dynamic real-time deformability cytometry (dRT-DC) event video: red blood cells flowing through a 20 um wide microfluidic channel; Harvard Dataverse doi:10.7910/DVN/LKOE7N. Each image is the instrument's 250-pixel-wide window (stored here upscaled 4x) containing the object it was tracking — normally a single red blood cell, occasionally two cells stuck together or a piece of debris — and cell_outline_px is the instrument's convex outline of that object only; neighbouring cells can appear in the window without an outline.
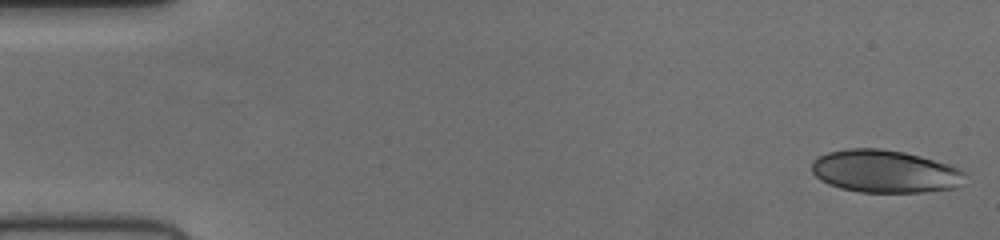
{"species": "human", "species_latin": "Homo sapiens", "temperature_condition": "cold", "stored_images_in_passage": 51, "camera_frame_rate_fps": 3000, "um_per_image_px": 0.085, "donor": {"sex": "female"}, "frame": {"image": 1, "passage_image": 1, "time_ms": 0.0, "image_size_px": [1000, 240], "cell_outline_px": [[964, 172], [956, 188], [924, 192], [860, 192], [840, 188], [828, 184], [820, 180], [812, 172], [812, 160], [828, 152], [848, 148], [880, 148], [904, 152], [920, 156], [948, 164]], "centroid_in_image_um": [75.15, 14.56], "position_along_channel_um": 9.9, "area_um2": 37.86}}
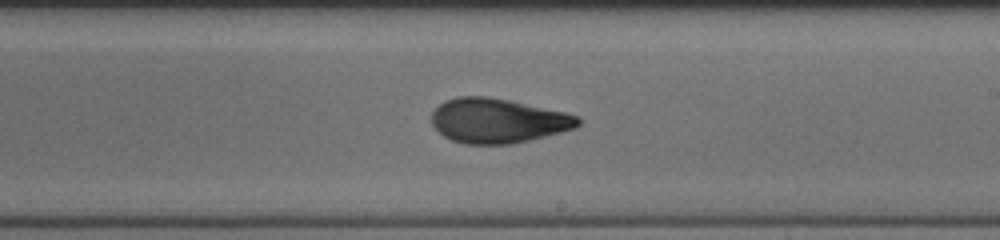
{"frame": {"image": 2, "passage_image": 30, "time_ms": 9.667, "image_size_px": [1000, 240], "cell_outline_px": [[580, 124], [576, 128], [512, 144], [464, 144], [452, 140], [444, 136], [432, 124], [432, 112], [444, 100], [456, 96], [488, 96], [508, 100], [564, 112], [580, 116]], "centroid_in_image_um": [42.3, 10.25], "position_along_channel_um": 246.7, "area_um2": 37.92}}
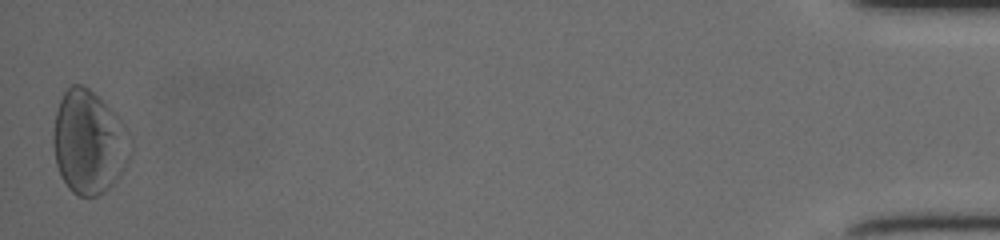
{"frame": {"image": 3, "passage_image": 51, "time_ms": 16.667, "image_size_px": [1000, 240], "cell_outline_px": [[132, 152], [120, 176], [108, 188], [96, 196], [80, 196], [72, 192], [68, 188], [60, 176], [56, 164], [52, 144], [52, 132], [56, 112], [60, 100], [64, 92], [72, 84], [80, 84], [88, 88], [124, 124], [132, 136]], "centroid_in_image_um": [7.54, 12.12], "position_along_channel_um": 427.7, "area_um2": 46.53}}